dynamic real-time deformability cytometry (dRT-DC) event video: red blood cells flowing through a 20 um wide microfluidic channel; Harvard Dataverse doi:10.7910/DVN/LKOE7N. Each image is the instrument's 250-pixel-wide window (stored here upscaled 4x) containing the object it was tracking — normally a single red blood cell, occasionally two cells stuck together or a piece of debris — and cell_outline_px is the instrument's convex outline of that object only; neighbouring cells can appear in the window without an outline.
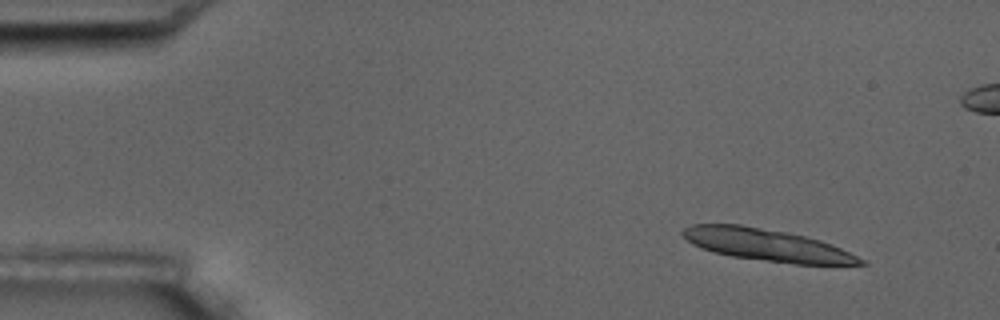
{"species": "common noctule bat (a hibernating species)", "species_latin": "Nyctalus noctula", "temperature_condition": "room temperature", "stored_images_in_passage": 7, "camera_frame_rate_fps": 3000, "um_per_image_px": 0.085, "animal": {"sex": "male", "body_mass_g": 17.5, "forearm_length_mm": 52.3}, "frame": {"image": 1, "passage_image": 2, "time_ms": 1.333, "image_size_px": [1000, 320], "cell_outline_px": [[868, 264], [796, 264], [732, 256], [700, 248], [692, 244], [680, 232], [684, 228], [692, 224], [740, 224], [788, 232], [820, 240], [832, 244], [864, 260]], "centroid_in_image_um": [65.15, 20.8], "position_along_channel_um": 19.8, "area_um2": 32.83}}